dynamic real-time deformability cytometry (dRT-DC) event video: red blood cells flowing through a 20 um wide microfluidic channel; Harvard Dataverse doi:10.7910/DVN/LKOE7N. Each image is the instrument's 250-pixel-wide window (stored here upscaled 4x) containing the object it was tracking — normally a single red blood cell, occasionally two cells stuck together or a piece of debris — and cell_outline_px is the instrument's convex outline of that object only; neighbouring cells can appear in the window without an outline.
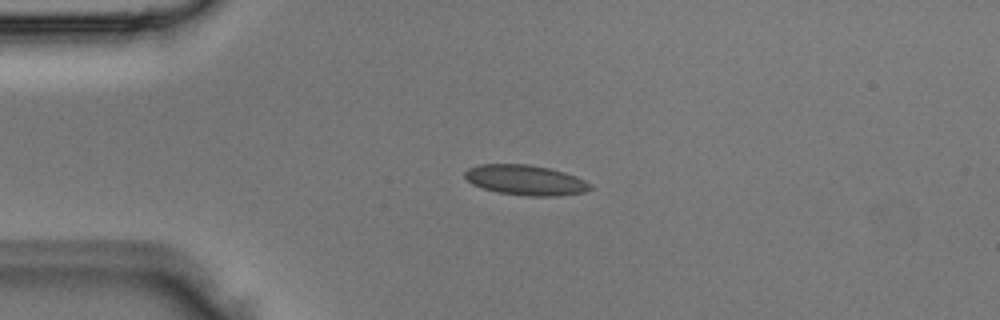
{"species": "Egyptian fruit bat (a non-hibernating species)", "species_latin": "Rousettus aegyptiacus", "temperature_condition": "room temperature", "stored_images_in_passage": 2, "camera_frame_rate_fps": 3000, "um_per_image_px": 0.085, "animal": {"sex": "male"}, "frame": {"image": 1, "passage_image": 1, "time_ms": 0.0, "image_size_px": [1000, 320], "cell_outline_px": [[592, 188], [584, 192], [556, 196], [528, 196], [500, 192], [484, 188], [472, 184], [464, 176], [464, 172], [468, 168], [476, 164], [528, 164], [548, 168], [564, 172], [576, 176], [592, 184]], "centroid_in_image_um": [44.67, 15.3], "position_along_channel_um": 40.3, "area_um2": 21.96}}